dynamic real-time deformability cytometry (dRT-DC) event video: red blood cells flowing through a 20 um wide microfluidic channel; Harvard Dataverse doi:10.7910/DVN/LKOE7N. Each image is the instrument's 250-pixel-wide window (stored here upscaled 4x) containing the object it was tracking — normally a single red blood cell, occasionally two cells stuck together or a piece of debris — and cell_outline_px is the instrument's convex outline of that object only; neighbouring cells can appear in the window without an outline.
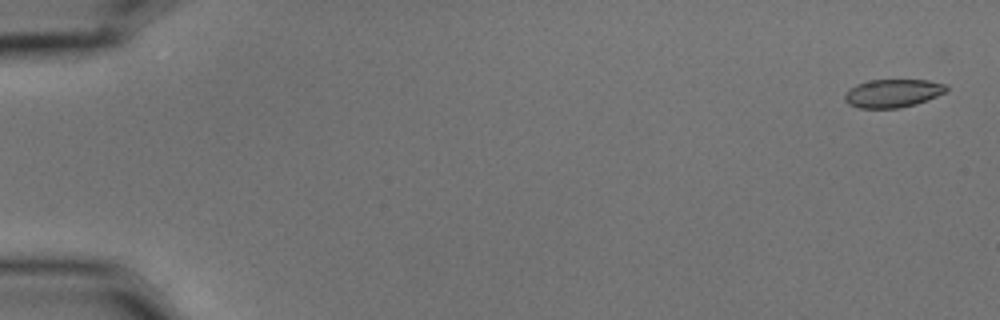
{"species": "common noctule bat (a hibernating species)", "species_latin": "Nyctalus noctula", "temperature_condition": "cold", "stored_images_in_passage": 6, "segment_of_instrument_passage": [2, 2], "camera_frame_rate_fps": 3000, "um_per_image_px": 0.085, "animal": {"sex": "male", "body_mass_g": 15.6}, "frame": {"image": 1, "passage_image": 6, "time_ms": 1.667, "image_size_px": [1000, 320], "cell_outline_px": [[948, 88], [944, 92], [936, 96], [916, 104], [900, 108], [860, 108], [848, 104], [844, 100], [844, 92], [856, 84], [872, 80], [928, 80], [948, 84]], "centroid_in_image_um": [75.87, 7.92], "position_along_channel_um": 9.1, "area_um2": 16.76}}